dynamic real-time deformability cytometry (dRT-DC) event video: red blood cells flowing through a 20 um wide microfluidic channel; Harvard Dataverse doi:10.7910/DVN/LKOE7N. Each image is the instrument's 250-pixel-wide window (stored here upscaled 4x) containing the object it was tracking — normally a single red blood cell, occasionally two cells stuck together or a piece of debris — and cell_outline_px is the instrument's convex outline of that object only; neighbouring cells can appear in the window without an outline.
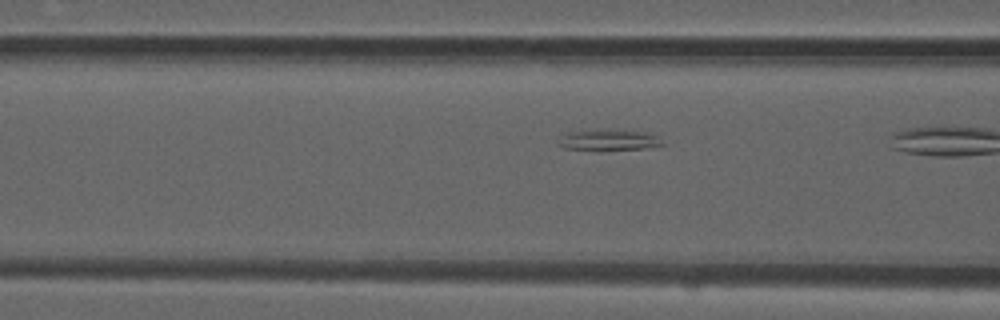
{"species": "common noctule bat (a hibernating species)", "species_latin": "Nyctalus noctula", "temperature_condition": "room temperature", "stored_images_in_passage": 7, "camera_frame_rate_fps": 3000, "um_per_image_px": 0.085, "animal": {"sex": "male", "forearm_length_mm": 52.5}, "frame": {"image": 1, "passage_image": 3, "time_ms": 0.667, "image_size_px": [1000, 320], "cell_outline_px": [[664, 144], [644, 148], [564, 148], [556, 144], [568, 132], [580, 128], [608, 128], [644, 132], [652, 136]], "centroid_in_image_um": [51.61, 11.82], "position_along_channel_um": 115.0, "area_um2": 12.25}}